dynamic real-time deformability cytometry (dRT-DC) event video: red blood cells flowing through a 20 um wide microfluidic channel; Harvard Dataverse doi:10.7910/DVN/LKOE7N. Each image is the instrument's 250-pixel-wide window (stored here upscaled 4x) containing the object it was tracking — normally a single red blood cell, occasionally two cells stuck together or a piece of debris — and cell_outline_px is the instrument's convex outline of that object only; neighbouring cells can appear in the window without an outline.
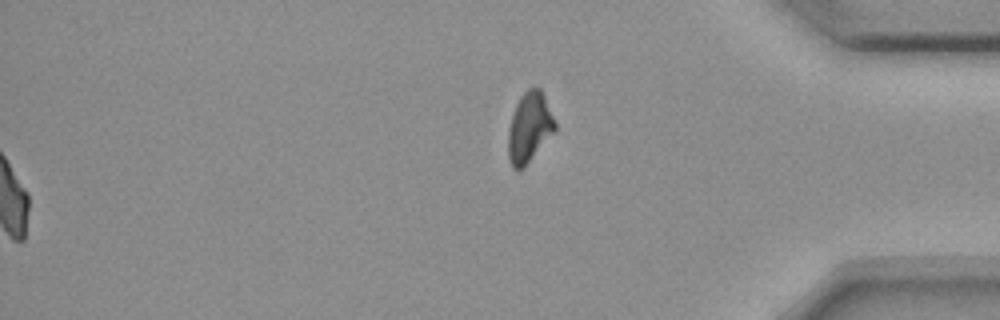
{"species": "common noctule bat (a hibernating species)", "species_latin": "Nyctalus noctula", "temperature_condition": "room temperature", "stored_images_in_passage": 57, "segment_of_instrument_passage": [2, 2], "camera_frame_rate_fps": 3000, "um_per_image_px": 0.085, "animal": {"sex": "female", "body_mass_g": 18.4}, "frame": {"image": 1, "passage_image": 57, "time_ms": 18.667, "image_size_px": [1000, 320], "cell_outline_px": [[552, 128], [524, 164], [520, 168], [516, 168], [512, 164], [512, 120], [516, 108], [520, 100], [528, 92], [536, 88], [540, 92], [552, 120]], "centroid_in_image_um": [44.98, 10.77], "position_along_channel_um": 390.2, "area_um2": 15.14}}